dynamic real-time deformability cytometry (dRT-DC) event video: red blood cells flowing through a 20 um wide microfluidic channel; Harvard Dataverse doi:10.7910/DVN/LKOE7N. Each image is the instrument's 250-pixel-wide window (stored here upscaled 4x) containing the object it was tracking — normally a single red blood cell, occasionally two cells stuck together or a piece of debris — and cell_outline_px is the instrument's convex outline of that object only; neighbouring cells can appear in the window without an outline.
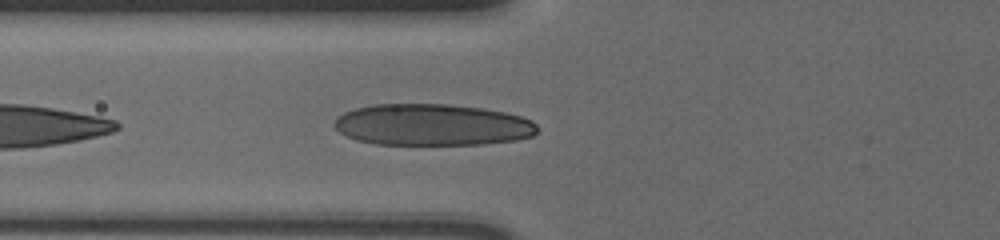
{"species": "human", "species_latin": "Homo sapiens", "temperature_condition": "cold", "stored_images_in_passage": 7, "camera_frame_rate_fps": 3000, "um_per_image_px": 0.085, "donor": {"sex": "male"}, "frame": {"image": 1, "passage_image": 3, "time_ms": 0.667, "image_size_px": [1000, 240], "cell_outline_px": [[536, 132], [532, 136], [516, 140], [484, 144], [376, 144], [356, 140], [340, 132], [332, 124], [344, 112], [356, 108], [372, 104], [448, 104], [484, 108], [504, 112], [520, 116], [532, 120], [536, 124]], "centroid_in_image_um": [36.75, 10.6], "position_along_channel_um": 89.1, "area_um2": 49.13}}
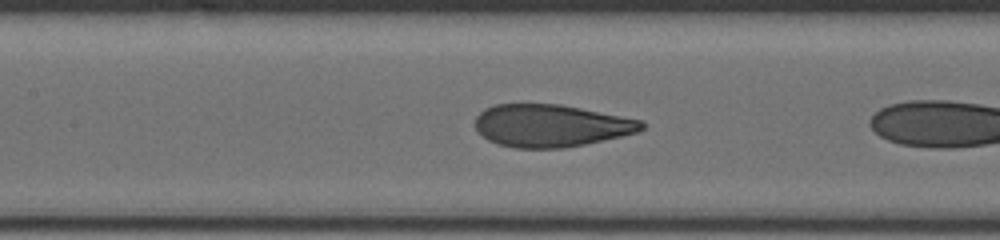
{"frame": {"image": 2, "passage_image": 6, "time_ms": 1.667, "image_size_px": [1000, 240], "cell_outline_px": [[644, 128], [636, 132], [604, 140], [564, 148], [516, 148], [496, 144], [488, 140], [476, 128], [476, 116], [484, 108], [496, 104], [560, 104], [644, 120]], "centroid_in_image_um": [46.82, 10.67], "position_along_channel_um": 160.6, "area_um2": 41.1}}